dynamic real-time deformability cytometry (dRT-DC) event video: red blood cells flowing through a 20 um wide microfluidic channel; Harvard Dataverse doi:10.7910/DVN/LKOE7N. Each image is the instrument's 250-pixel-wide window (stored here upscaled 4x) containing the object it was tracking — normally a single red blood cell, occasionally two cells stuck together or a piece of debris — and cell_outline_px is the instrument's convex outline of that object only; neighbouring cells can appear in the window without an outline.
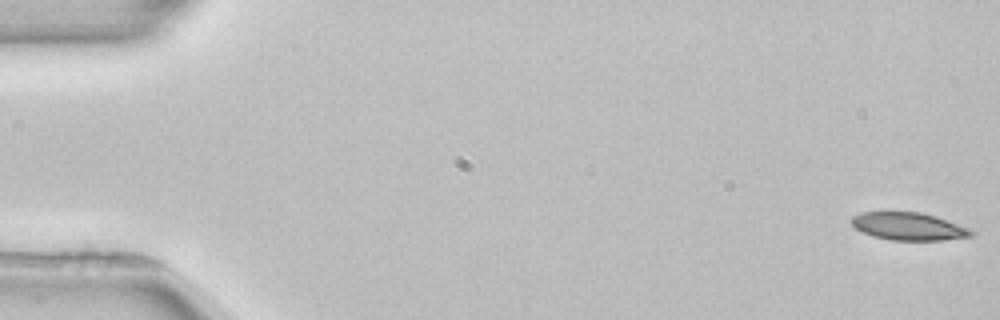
{"species": "common noctule bat (a hibernating species)", "species_latin": "Nyctalus noctula", "temperature_condition": "room temperature", "stored_images_in_passage": 17, "camera_frame_rate_fps": 3000, "um_per_image_px": 0.085, "animal": {"sex": "female", "body_mass_g": 22.7, "forearm_length_mm": 54.2}, "frame": {"image": 1, "passage_image": 1, "time_ms": 0.0, "image_size_px": [1000, 320], "cell_outline_px": [[976, 232], [972, 236], [940, 240], [892, 240], [872, 236], [856, 228], [852, 224], [852, 216], [860, 212], [920, 212], [936, 216], [968, 228]], "centroid_in_image_um": [77.23, 19.24], "position_along_channel_um": 7.8, "area_um2": 19.13}}
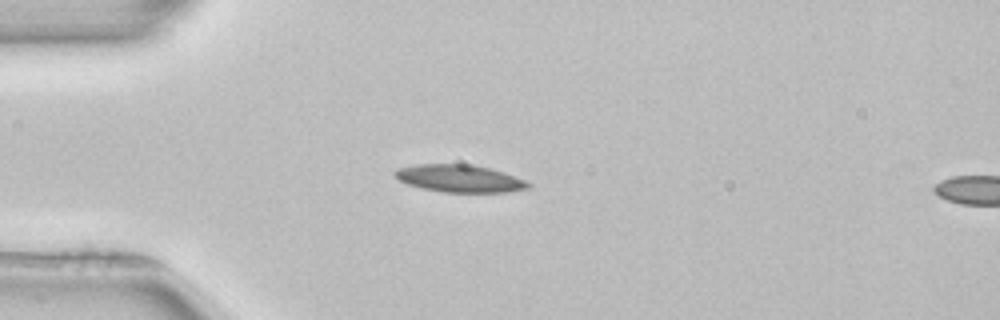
{"frame": {"image": 2, "passage_image": 14, "time_ms": 4.333, "image_size_px": [1000, 320], "cell_outline_px": [[532, 188], [508, 192], [444, 192], [424, 188], [408, 184], [392, 176], [392, 172], [396, 168], [416, 164], [468, 164], [488, 168], [524, 180], [532, 184]], "centroid_in_image_um": [39.02, 15.17], "position_along_channel_um": 46.0, "area_um2": 21.21}}